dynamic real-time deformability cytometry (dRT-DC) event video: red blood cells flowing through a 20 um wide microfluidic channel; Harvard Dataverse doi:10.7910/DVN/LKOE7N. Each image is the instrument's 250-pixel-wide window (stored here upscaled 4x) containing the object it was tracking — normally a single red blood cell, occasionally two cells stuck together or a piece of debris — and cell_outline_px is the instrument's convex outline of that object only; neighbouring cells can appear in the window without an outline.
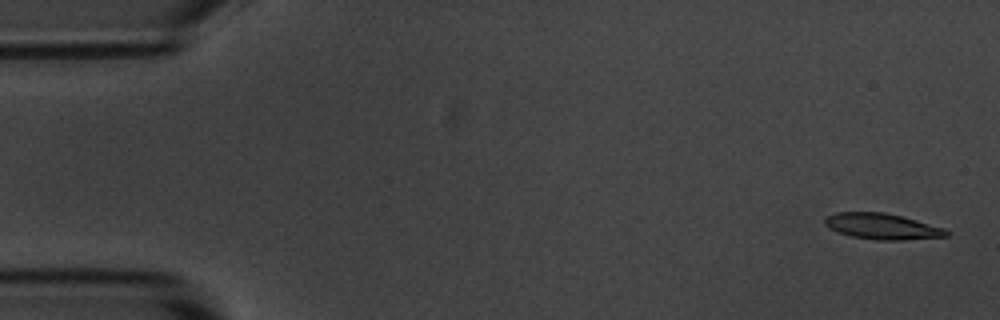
{"species": "common noctule bat (a hibernating species)", "species_latin": "Nyctalus noctula", "temperature_condition": "room temperature", "stored_images_in_passage": 6, "segment_of_instrument_passage": [1, 2], "camera_frame_rate_fps": 3000, "um_per_image_px": 0.085, "animal": {"sex": "male", "body_mass_g": 20.1, "forearm_length_mm": 53.5}, "frame": {"image": 1, "passage_image": 1, "time_ms": 0.0, "image_size_px": [1000, 320], "cell_outline_px": [[952, 232], [948, 236], [904, 240], [876, 240], [852, 236], [836, 232], [828, 228], [824, 224], [824, 220], [828, 216], [836, 212], [884, 212], [916, 220], [944, 228]], "centroid_in_image_um": [74.98, 19.25], "position_along_channel_um": 10.0, "area_um2": 18.38}}
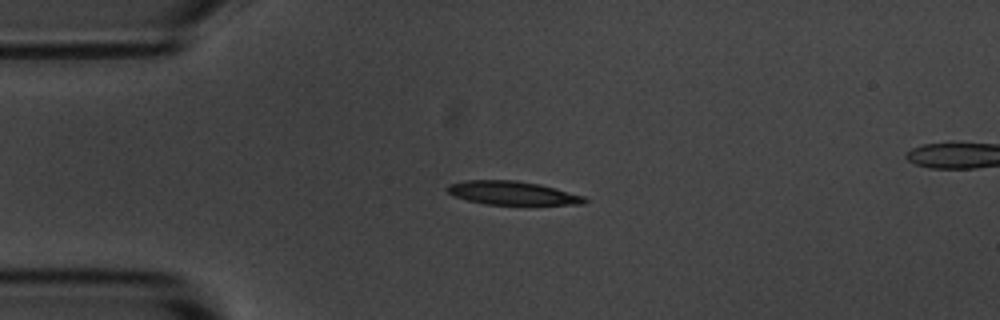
{"frame": {"image": 2, "passage_image": 4, "time_ms": 3.667, "image_size_px": [1000, 320], "cell_outline_px": [[588, 200], [584, 204], [484, 204], [468, 200], [456, 196], [448, 192], [448, 184], [468, 180], [516, 180], [540, 184], [556, 188], [584, 196]], "centroid_in_image_um": [43.58, 16.4], "position_along_channel_um": 41.4, "area_um2": 18.61}}